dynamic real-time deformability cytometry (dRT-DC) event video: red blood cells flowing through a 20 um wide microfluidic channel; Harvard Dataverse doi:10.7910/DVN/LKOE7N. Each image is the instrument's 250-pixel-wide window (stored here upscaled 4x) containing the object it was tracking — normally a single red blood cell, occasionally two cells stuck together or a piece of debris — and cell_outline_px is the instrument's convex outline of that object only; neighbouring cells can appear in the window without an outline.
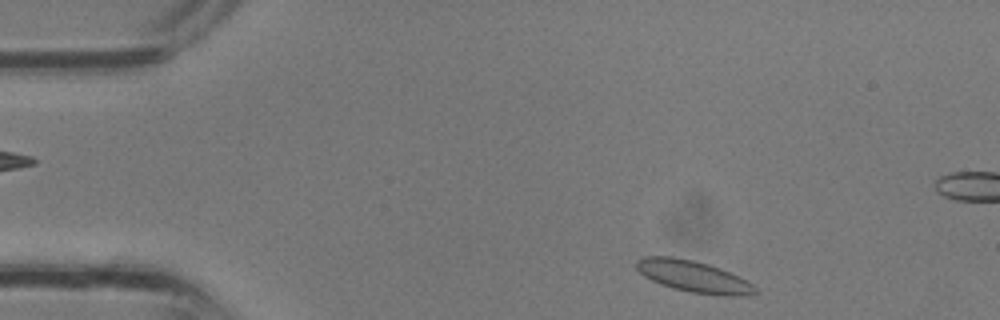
{"species": "common noctule bat (a hibernating species)", "species_latin": "Nyctalus noctula", "temperature_condition": "room temperature", "stored_images_in_passage": 31, "camera_frame_rate_fps": 3000, "um_per_image_px": 0.085, "animal": {"sex": "male", "body_mass_g": 13.3}, "frame": {"image": 1, "passage_image": 1, "time_ms": 0.0, "image_size_px": [1000, 320], "cell_outline_px": [[760, 292], [748, 296], [720, 296], [692, 292], [672, 288], [660, 284], [644, 276], [636, 268], [636, 260], [644, 256], [672, 256], [692, 260], [708, 264], [720, 268], [752, 284]], "centroid_in_image_um": [58.94, 23.51], "position_along_channel_um": 26.1, "area_um2": 21.85}}
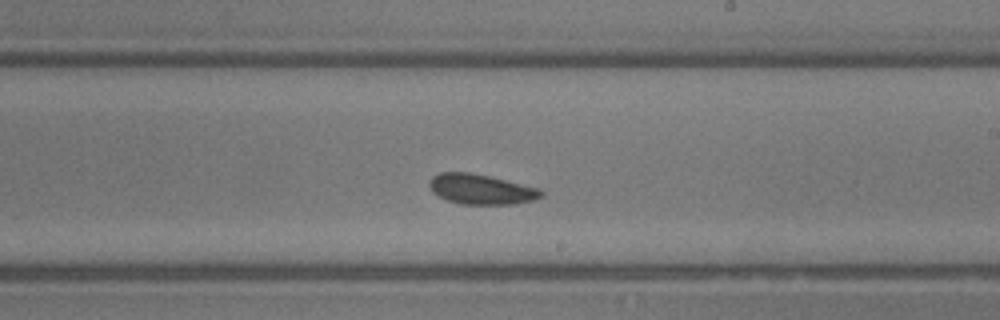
{"frame": {"image": 2, "passage_image": 16, "time_ms": 5.0, "image_size_px": [1000, 320], "cell_outline_px": [[544, 196], [536, 200], [512, 204], [460, 204], [448, 200], [432, 192], [428, 184], [428, 180], [432, 176], [440, 172], [468, 172], [488, 176], [540, 188], [544, 192]], "centroid_in_image_um": [40.9, 16.09], "position_along_channel_um": 248.1, "area_um2": 19.71}}
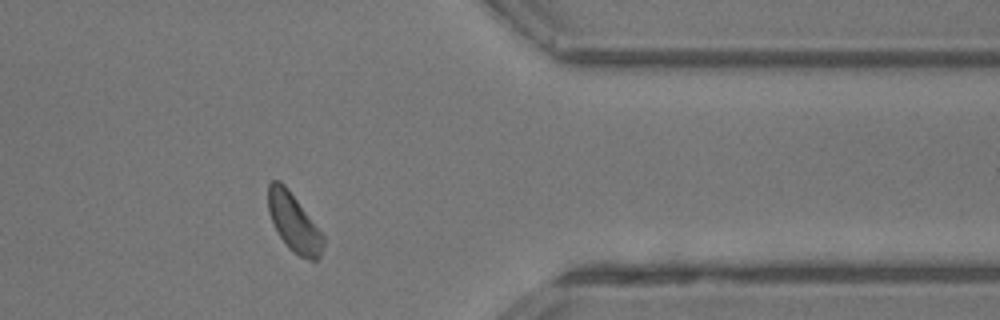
{"frame": {"image": 3, "passage_image": 24, "time_ms": 7.667, "image_size_px": [1000, 320], "cell_outline_px": [[324, 244], [320, 256], [316, 260], [312, 260], [300, 256], [288, 248], [280, 236], [268, 212], [268, 184], [272, 180], [280, 180], [288, 188], [324, 236]], "centroid_in_image_um": [24.97, 18.9], "position_along_channel_um": 386.4, "area_um2": 18.38}}